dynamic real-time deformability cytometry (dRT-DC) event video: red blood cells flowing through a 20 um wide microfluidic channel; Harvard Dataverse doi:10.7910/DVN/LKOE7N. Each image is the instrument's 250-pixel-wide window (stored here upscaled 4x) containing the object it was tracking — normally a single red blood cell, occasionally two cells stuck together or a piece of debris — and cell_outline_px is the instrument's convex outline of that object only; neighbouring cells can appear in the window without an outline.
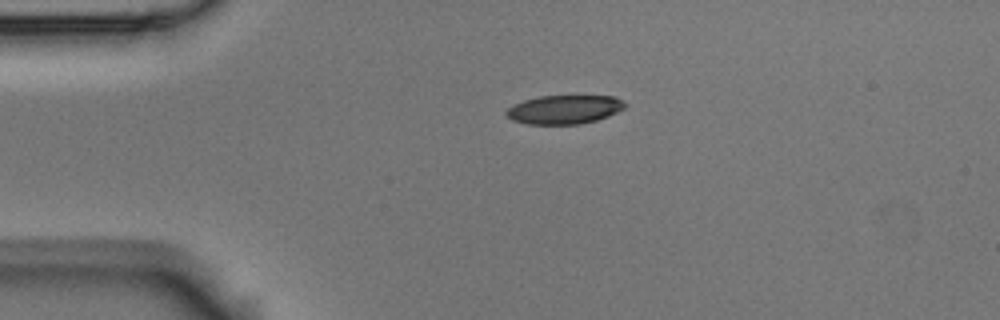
{"species": "Egyptian fruit bat (a non-hibernating species)", "species_latin": "Rousettus aegyptiacus", "temperature_condition": "room temperature", "stored_images_in_passage": 3, "camera_frame_rate_fps": 3000, "um_per_image_px": 0.085, "animal": {"sex": "male"}, "frame": {"image": 1, "passage_image": 1, "time_ms": 0.0, "image_size_px": [1000, 320], "cell_outline_px": [[628, 104], [624, 108], [608, 116], [596, 120], [580, 124], [528, 124], [512, 120], [504, 112], [512, 104], [524, 100], [540, 96], [612, 96]], "centroid_in_image_um": [47.94, 9.31], "position_along_channel_um": 37.1, "area_um2": 19.83}}
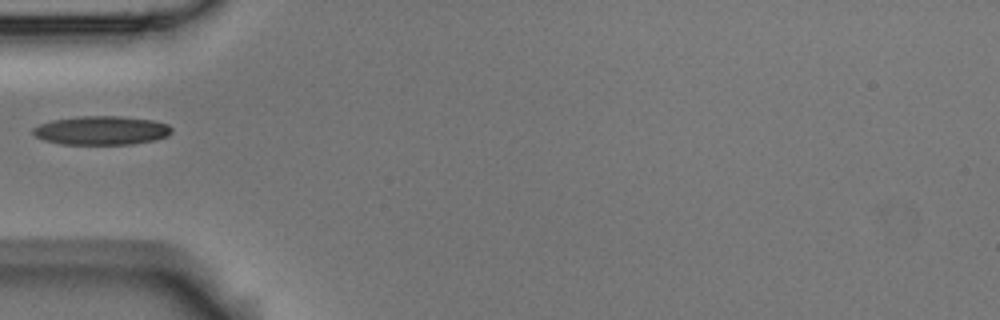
{"frame": {"image": 2, "passage_image": 2, "time_ms": 0.333, "image_size_px": [1000, 320], "cell_outline_px": [[172, 132], [168, 136], [152, 140], [132, 144], [60, 144], [44, 140], [36, 136], [32, 132], [32, 128], [40, 124], [52, 120], [80, 116], [120, 116], [152, 120], [168, 124], [172, 128]], "centroid_in_image_um": [8.62, 11.08], "position_along_channel_um": 76.4, "area_um2": 23.24}}
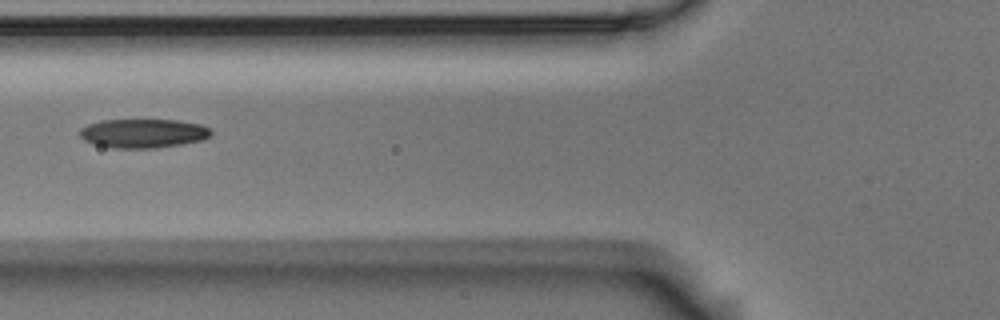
{"frame": {"image": 3, "passage_image": 3, "time_ms": 0.667, "image_size_px": [1000, 320], "cell_outline_px": [[212, 136], [204, 140], [180, 144], [152, 148], [112, 148], [96, 144], [84, 140], [80, 136], [80, 128], [88, 124], [100, 120], [176, 120], [200, 124], [208, 128], [212, 132]], "centroid_in_image_um": [12.18, 11.33], "position_along_channel_um": 113.6, "area_um2": 22.14}}